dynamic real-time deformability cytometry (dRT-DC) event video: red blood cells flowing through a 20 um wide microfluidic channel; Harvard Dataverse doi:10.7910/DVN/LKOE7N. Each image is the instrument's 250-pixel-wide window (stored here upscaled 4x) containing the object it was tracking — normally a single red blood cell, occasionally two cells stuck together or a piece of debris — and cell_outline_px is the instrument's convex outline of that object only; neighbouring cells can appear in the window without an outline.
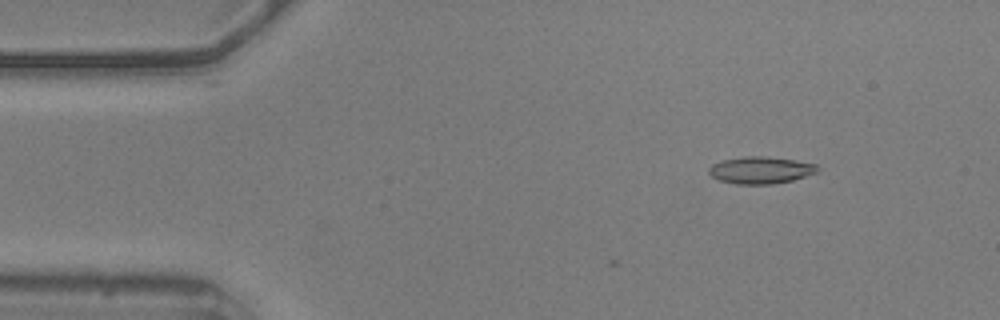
{"species": "common noctule bat (a hibernating species)", "species_latin": "Nyctalus noctula", "temperature_condition": "warm", "stored_images_in_passage": 33, "camera_frame_rate_fps": 3000, "um_per_image_px": 0.085, "animal": {"sex": "male", "body_mass_g": 20.5, "forearm_length_mm": 52.5}, "frame": {"image": 1, "passage_image": 2, "time_ms": 0.333, "image_size_px": [1000, 320], "cell_outline_px": [[820, 168], [816, 172], [792, 180], [772, 184], [736, 184], [720, 180], [712, 176], [708, 172], [708, 168], [712, 164], [724, 160], [744, 156], [768, 156], [796, 160], [816, 164]], "centroid_in_image_um": [64.65, 14.45], "position_along_channel_um": 20.3, "area_um2": 17.05}}
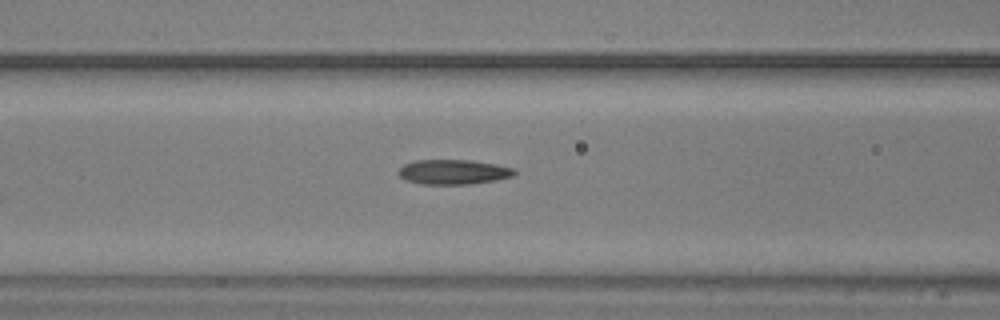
{"frame": {"image": 2, "passage_image": 17, "time_ms": 5.333, "image_size_px": [1000, 320], "cell_outline_px": [[516, 172], [512, 176], [496, 180], [468, 184], [424, 184], [404, 180], [396, 172], [404, 164], [412, 160], [472, 160], [496, 164], [516, 168]], "centroid_in_image_um": [38.52, 14.61], "position_along_channel_um": 128.1, "area_um2": 16.88}}
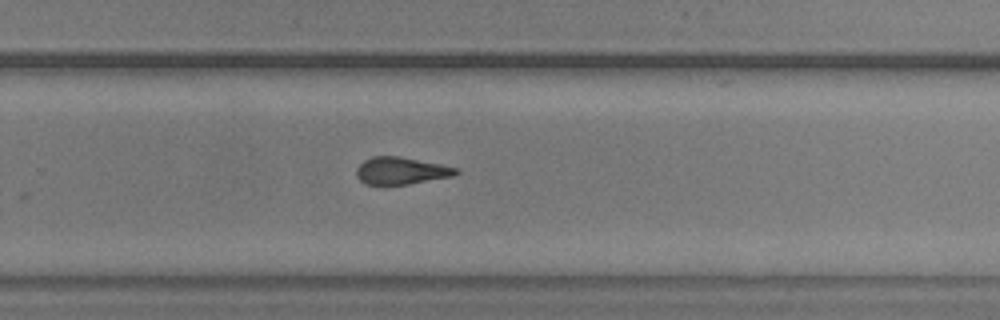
{"frame": {"image": 3, "passage_image": 31, "time_ms": 10.0, "image_size_px": [1000, 320], "cell_outline_px": [[460, 172], [452, 176], [408, 184], [384, 188], [364, 184], [356, 176], [356, 168], [364, 160], [372, 156], [400, 156], [460, 168]], "centroid_in_image_um": [34.04, 14.55], "position_along_channel_um": 295.8, "area_um2": 16.42}}